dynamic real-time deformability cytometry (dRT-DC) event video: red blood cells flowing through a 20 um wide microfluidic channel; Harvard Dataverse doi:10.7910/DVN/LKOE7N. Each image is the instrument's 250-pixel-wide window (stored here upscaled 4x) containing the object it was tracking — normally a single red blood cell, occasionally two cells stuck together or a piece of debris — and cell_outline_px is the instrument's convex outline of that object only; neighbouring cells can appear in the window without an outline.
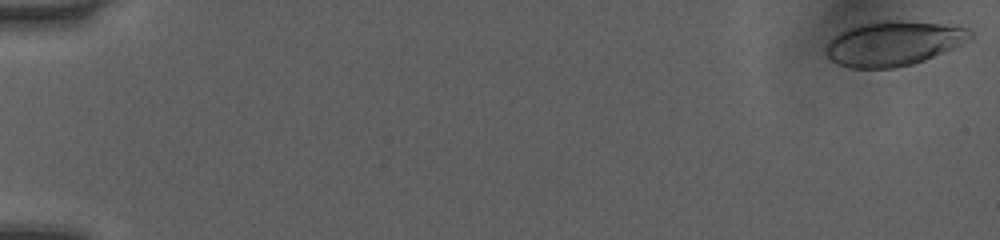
{"species": "human", "species_latin": "Homo sapiens", "temperature_condition": "room temperature", "stored_images_in_passage": 51, "camera_frame_rate_fps": 3000, "um_per_image_px": 0.085, "donor": {"sex": "female"}, "frame": {"image": 1, "passage_image": 1, "time_ms": 0.0, "image_size_px": [1000, 240], "cell_outline_px": [[972, 40], [924, 60], [912, 64], [892, 68], [848, 68], [836, 64], [824, 52], [828, 44], [840, 32], [848, 28], [860, 24], [876, 20], [900, 20], [940, 24], [968, 28], [972, 32]], "centroid_in_image_um": [75.95, 3.69], "position_along_channel_um": 9.1, "area_um2": 37.45}}
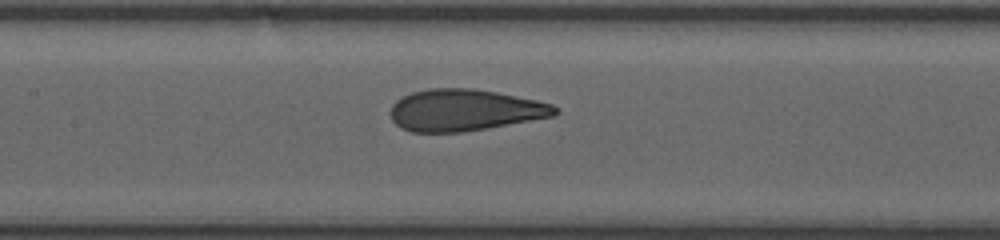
{"frame": {"image": 2, "passage_image": 26, "time_ms": 8.333, "image_size_px": [1000, 240], "cell_outline_px": [[560, 112], [552, 116], [464, 132], [412, 132], [400, 128], [392, 120], [392, 104], [396, 100], [412, 92], [428, 88], [472, 88], [496, 92], [536, 100], [552, 104]], "centroid_in_image_um": [39.46, 9.36], "position_along_channel_um": 167.9, "area_um2": 39.65}}
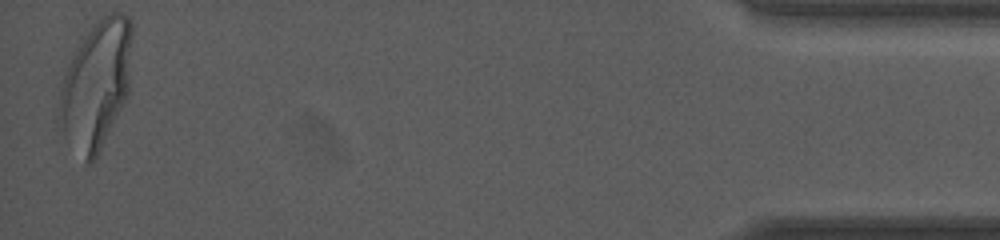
{"frame": {"image": 3, "passage_image": 51, "time_ms": 16.667, "image_size_px": [1000, 240], "cell_outline_px": [[132, 36], [128, 92], [96, 156], [88, 164], [84, 160], [64, 136], [56, 116], [60, 88], [64, 76], [72, 56], [88, 32], [100, 16], [112, 12], [120, 12], [128, 16], [132, 20]], "centroid_in_image_um": [8.15, 7.15], "position_along_channel_um": 427.0, "area_um2": 53.58}, "authors_computed_cell_mechanics": {"area_um2": 39.9976, "velocity_mm_per_s": 4.0617, "shape_relaxation_time_tau1_ms": 7.2176, "shape_relaxation_time_tau2_ms": null, "deformation_change_tau1": 0.2541, "deformation_change_tau2": null}}